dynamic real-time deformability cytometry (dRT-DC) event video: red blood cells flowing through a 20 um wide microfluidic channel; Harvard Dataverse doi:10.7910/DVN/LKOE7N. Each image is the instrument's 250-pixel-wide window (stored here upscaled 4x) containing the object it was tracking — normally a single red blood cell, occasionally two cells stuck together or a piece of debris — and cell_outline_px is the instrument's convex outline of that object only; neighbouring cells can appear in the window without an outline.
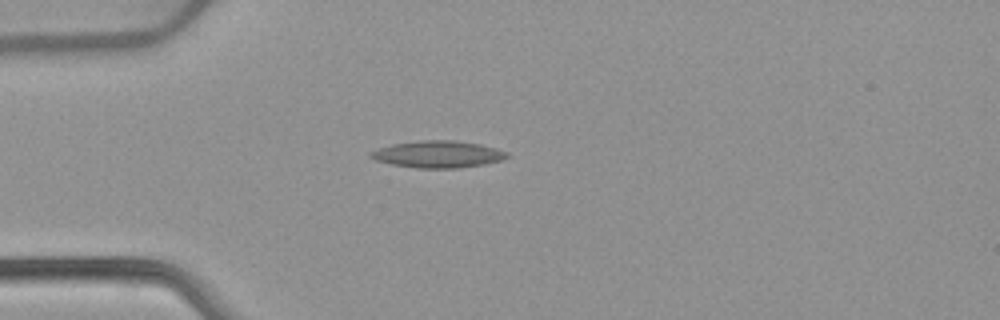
{"species": "common noctule bat (a hibernating species)", "species_latin": "Nyctalus noctula", "temperature_condition": "warm", "stored_images_in_passage": 40, "camera_frame_rate_fps": 3000, "um_per_image_px": 0.085, "animal": {"sex": "female", "body_mass_g": 22.7, "forearm_length_mm": 54.2}, "frame": {"image": 1, "passage_image": 1, "time_ms": 0.0, "image_size_px": [1000, 320], "cell_outline_px": [[512, 156], [500, 160], [484, 164], [456, 168], [416, 168], [392, 164], [376, 160], [368, 156], [368, 152], [392, 144], [420, 140], [452, 140], [480, 144], [496, 148], [508, 152]], "centroid_in_image_um": [37.23, 13.11], "position_along_channel_um": 47.8, "area_um2": 21.39}}
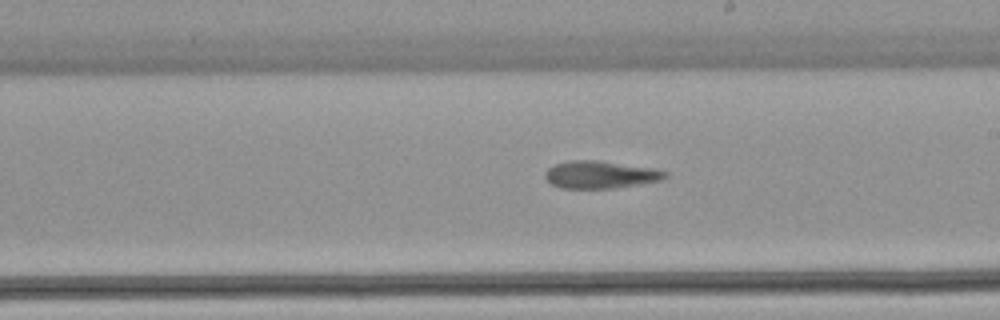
{"frame": {"image": 2, "passage_image": 17, "time_ms": 5.333, "image_size_px": [1000, 320], "cell_outline_px": [[668, 176], [660, 180], [640, 184], [616, 188], [560, 188], [552, 184], [544, 176], [544, 172], [548, 168], [556, 164], [568, 160], [600, 160], [656, 168], [668, 172]], "centroid_in_image_um": [51.05, 14.83], "position_along_channel_um": 237.9, "area_um2": 19.42}}
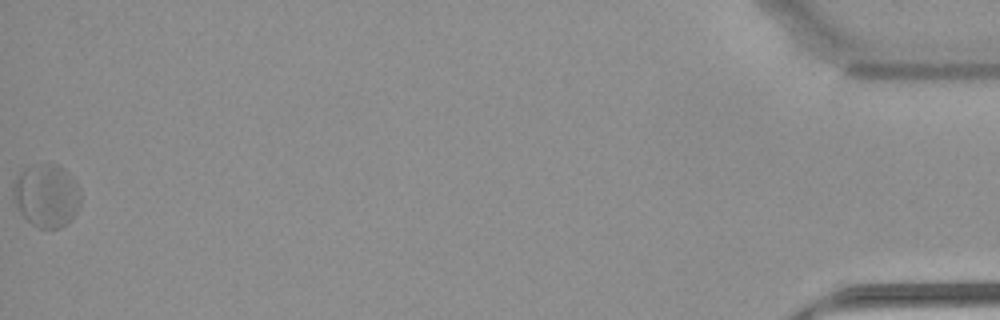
{"frame": {"image": 3, "passage_image": 40, "time_ms": 13.0, "image_size_px": [1000, 320], "cell_outline_px": [[80, 204], [72, 220], [60, 228], [40, 228], [32, 224], [12, 204], [12, 180], [24, 168], [32, 164], [56, 164], [64, 168], [76, 180], [80, 188]], "centroid_in_image_um": [3.92, 16.6], "position_along_channel_um": 431.3, "area_um2": 25.49}, "authors_computed_cell_mechanics": {"area_um2": 20.2589, "velocity_mm_per_s": 3.8395, "shape_relaxation_time_tau1_ms": null, "shape_relaxation_time_tau2_ms": 2.2553, "deformation_change_tau1": null, "deformation_change_tau2": 0.09}}